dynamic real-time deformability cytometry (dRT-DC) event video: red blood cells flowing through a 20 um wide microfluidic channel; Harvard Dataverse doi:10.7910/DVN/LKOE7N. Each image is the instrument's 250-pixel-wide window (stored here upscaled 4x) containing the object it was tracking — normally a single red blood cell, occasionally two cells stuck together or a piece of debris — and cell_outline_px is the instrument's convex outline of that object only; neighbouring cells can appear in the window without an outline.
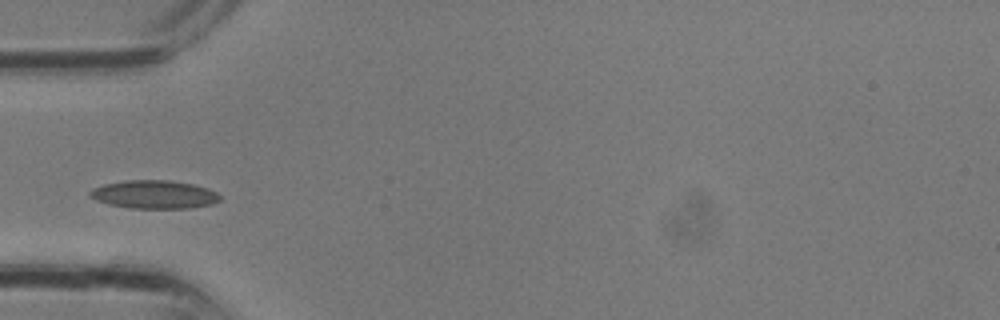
{"species": "common noctule bat (a hibernating species)", "species_latin": "Nyctalus noctula", "temperature_condition": "room temperature", "stored_images_in_passage": 12, "camera_frame_rate_fps": 3000, "um_per_image_px": 0.085, "animal": {"sex": "male", "body_mass_g": 13.3}, "frame": {"image": 1, "passage_image": 7, "time_ms": 2.0, "image_size_px": [1000, 320], "cell_outline_px": [[220, 200], [212, 204], [188, 208], [132, 208], [108, 204], [96, 200], [88, 196], [88, 192], [92, 188], [104, 184], [124, 180], [168, 180], [192, 184], [208, 188], [216, 192], [220, 196]], "centroid_in_image_um": [13.07, 16.52], "position_along_channel_um": 71.9, "area_um2": 21.44}}
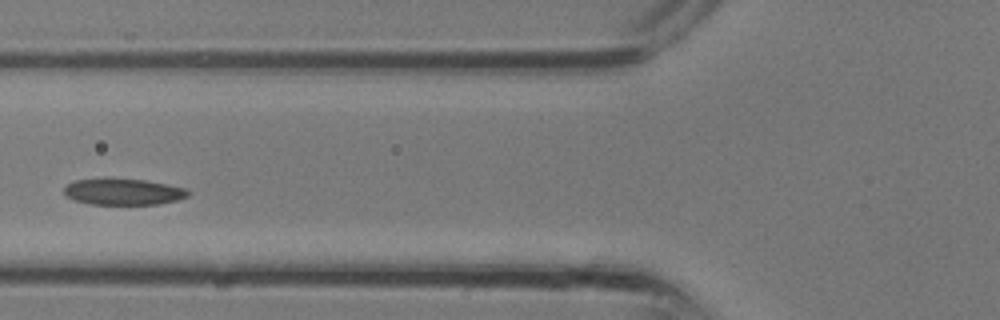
{"frame": {"image": 2, "passage_image": 9, "time_ms": 2.667, "image_size_px": [1000, 320], "cell_outline_px": [[192, 192], [188, 196], [180, 200], [156, 204], [88, 204], [72, 200], [64, 196], [64, 188], [68, 184], [76, 180], [104, 176], [108, 176], [144, 180], [168, 184], [184, 188]], "centroid_in_image_um": [10.44, 16.27], "position_along_channel_um": 115.4, "area_um2": 19.77}}
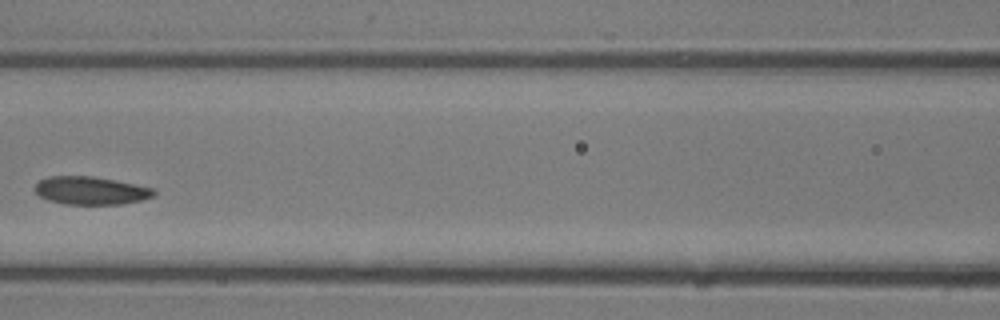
{"frame": {"image": 3, "passage_image": 11, "time_ms": 3.333, "image_size_px": [1000, 320], "cell_outline_px": [[156, 192], [152, 196], [140, 200], [120, 204], [64, 204], [48, 200], [40, 196], [32, 188], [40, 180], [48, 176], [92, 176], [116, 180], [152, 188]], "centroid_in_image_um": [7.66, 16.19], "position_along_channel_um": 158.9, "area_um2": 19.31}}